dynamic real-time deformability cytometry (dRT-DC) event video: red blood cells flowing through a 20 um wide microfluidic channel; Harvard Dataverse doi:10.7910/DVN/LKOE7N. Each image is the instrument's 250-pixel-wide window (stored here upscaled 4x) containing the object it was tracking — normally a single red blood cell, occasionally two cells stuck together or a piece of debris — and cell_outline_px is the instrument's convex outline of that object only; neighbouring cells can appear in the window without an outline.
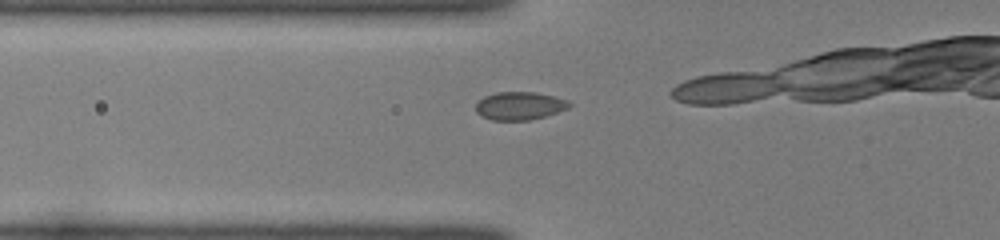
{"species": "common noctule bat (a hibernating species)", "species_latin": "Nyctalus noctula", "temperature_condition": "room temperature", "stored_images_in_passage": 9, "camera_frame_rate_fps": 3000, "um_per_image_px": 0.085, "animal": {"sex": "female", "body_mass_g": 22.0, "forearm_length_mm": 56.7}, "frame": {"image": 1, "passage_image": 6, "time_ms": 1.667, "image_size_px": [1000, 240], "cell_outline_px": [[572, 104], [568, 108], [544, 116], [528, 120], [492, 120], [480, 116], [476, 112], [476, 104], [484, 96], [496, 92], [536, 92], [568, 100]], "centroid_in_image_um": [44.14, 8.99], "position_along_channel_um": 81.7, "area_um2": 15.2}}